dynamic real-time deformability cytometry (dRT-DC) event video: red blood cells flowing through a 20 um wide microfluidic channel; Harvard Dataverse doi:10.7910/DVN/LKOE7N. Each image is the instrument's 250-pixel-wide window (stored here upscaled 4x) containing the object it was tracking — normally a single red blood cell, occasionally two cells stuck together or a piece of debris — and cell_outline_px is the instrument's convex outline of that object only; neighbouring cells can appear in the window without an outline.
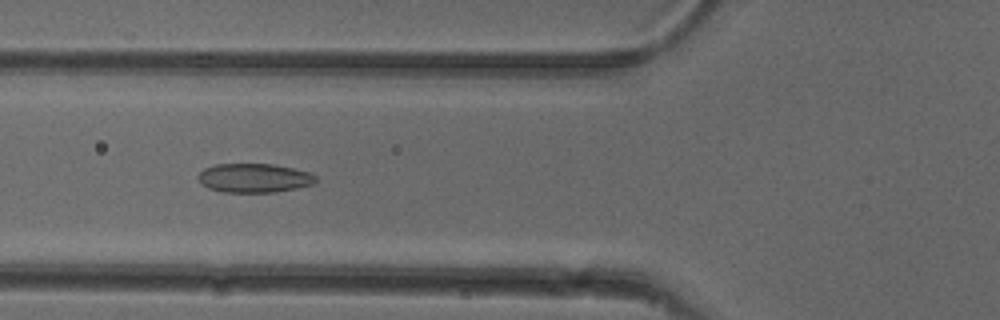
{"species": "common noctule bat (a hibernating species)", "species_latin": "Nyctalus noctula", "temperature_condition": "cold", "stored_images_in_passage": 53, "camera_frame_rate_fps": 3000, "um_per_image_px": 0.085, "animal": {"sex": "female"}, "frame": {"image": 1, "passage_image": 20, "time_ms": 6.333, "image_size_px": [1000, 320], "cell_outline_px": [[316, 180], [312, 184], [296, 188], [276, 192], [224, 192], [208, 188], [196, 176], [204, 168], [216, 164], [272, 164], [292, 168], [308, 172], [316, 176]], "centroid_in_image_um": [21.59, 15.13], "position_along_channel_um": 104.2, "area_um2": 19.71}}
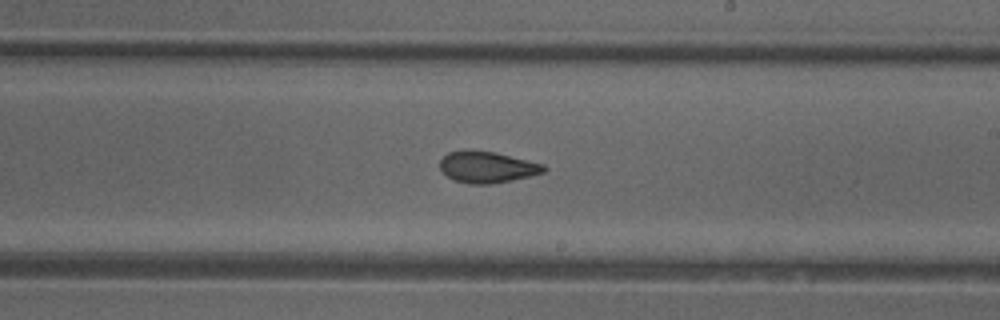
{"frame": {"image": 2, "passage_image": 31, "time_ms": 10.0, "image_size_px": [1000, 320], "cell_outline_px": [[548, 168], [544, 172], [512, 180], [492, 184], [472, 184], [456, 180], [448, 176], [440, 168], [440, 160], [448, 152], [464, 148], [468, 148], [496, 152], [544, 164]], "centroid_in_image_um": [41.4, 14.17], "position_along_channel_um": 247.6, "area_um2": 19.19}}
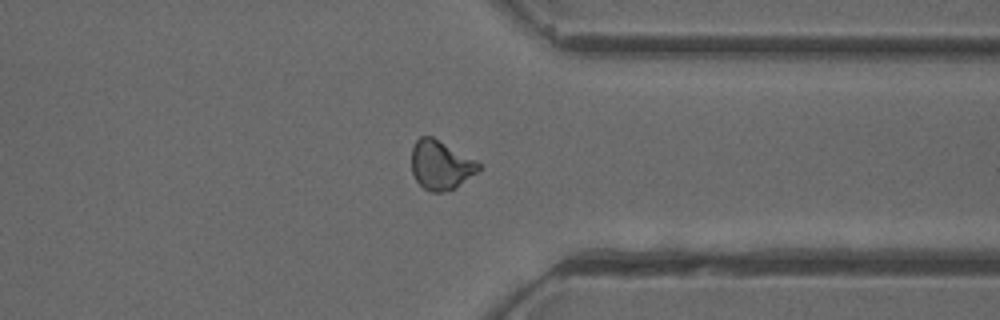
{"frame": {"image": 3, "passage_image": 41, "time_ms": 13.333, "image_size_px": [1000, 320], "cell_outline_px": [[480, 168], [476, 172], [456, 188], [440, 192], [428, 192], [416, 180], [412, 172], [412, 148], [416, 140], [420, 136], [432, 136], [476, 160], [480, 164]], "centroid_in_image_um": [37.44, 14.03], "position_along_channel_um": 374.0, "area_um2": 19.07}, "authors_computed_cell_mechanics": {"area_um2": 19.4786, "velocity_mm_per_s": 3.8931, "shape_relaxation_time_tau1_ms": null, "shape_relaxation_time_tau2_ms": 2.2181, "deformation_change_tau1": null, "deformation_change_tau2": 0.0767}}